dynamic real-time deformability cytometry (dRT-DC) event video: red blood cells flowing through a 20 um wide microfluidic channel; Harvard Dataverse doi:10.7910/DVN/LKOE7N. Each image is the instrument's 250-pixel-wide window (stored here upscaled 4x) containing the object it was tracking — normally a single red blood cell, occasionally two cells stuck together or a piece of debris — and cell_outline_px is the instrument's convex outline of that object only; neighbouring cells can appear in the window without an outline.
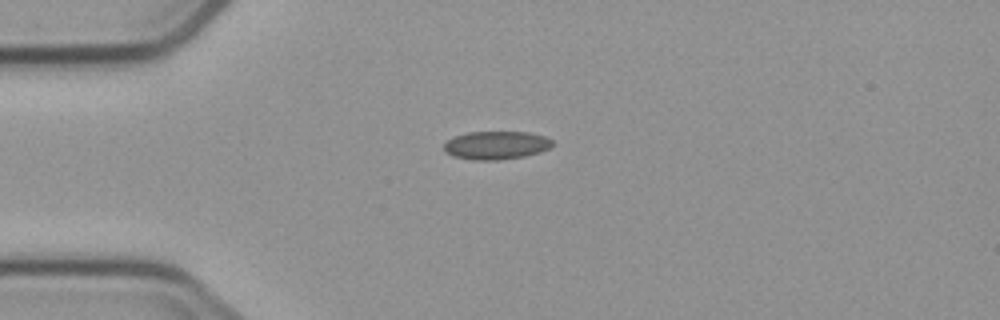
{"species": "common noctule bat (a hibernating species)", "species_latin": "Nyctalus noctula", "temperature_condition": "cold", "stored_images_in_passage": 8, "camera_frame_rate_fps": 3000, "um_per_image_px": 0.085, "animal": {"sex": "male", "body_mass_g": 23.1, "forearm_length_mm": 52.7}, "frame": {"image": 1, "passage_image": 1, "time_ms": 0.0, "image_size_px": [1000, 320], "cell_outline_px": [[556, 144], [552, 148], [540, 152], [524, 156], [496, 160], [472, 160], [452, 156], [444, 152], [444, 144], [448, 140], [456, 136], [468, 132], [528, 132], [544, 136], [552, 140]], "centroid_in_image_um": [42.2, 12.35], "position_along_channel_um": 42.8, "area_um2": 17.98}}
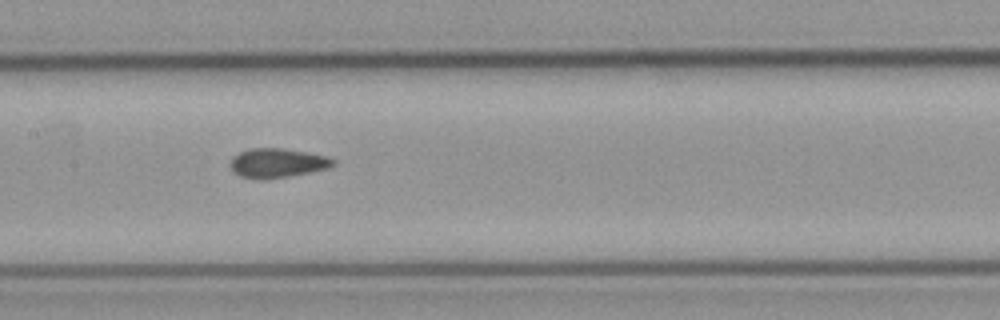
{"frame": {"image": 2, "passage_image": 5, "time_ms": 4.333, "image_size_px": [1000, 320], "cell_outline_px": [[336, 164], [328, 168], [308, 172], [284, 176], [240, 176], [232, 168], [232, 156], [240, 152], [252, 148], [280, 148], [304, 152], [324, 156], [336, 160]], "centroid_in_image_um": [23.62, 13.8], "position_along_channel_um": 183.8, "area_um2": 16.42}}
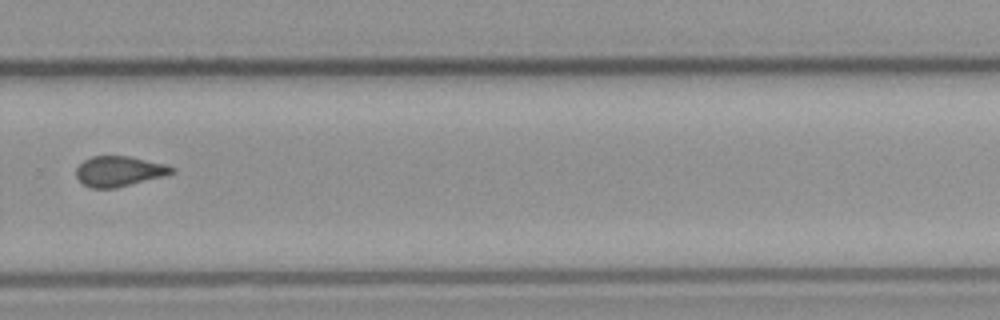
{"frame": {"image": 3, "passage_image": 8, "time_ms": 8.0, "image_size_px": [1000, 320], "cell_outline_px": [[176, 172], [164, 176], [116, 188], [92, 188], [84, 184], [76, 176], [76, 168], [84, 160], [92, 156], [128, 156], [168, 164], [176, 168]], "centroid_in_image_um": [10.17, 14.55], "position_along_channel_um": 319.6, "area_um2": 16.94}}